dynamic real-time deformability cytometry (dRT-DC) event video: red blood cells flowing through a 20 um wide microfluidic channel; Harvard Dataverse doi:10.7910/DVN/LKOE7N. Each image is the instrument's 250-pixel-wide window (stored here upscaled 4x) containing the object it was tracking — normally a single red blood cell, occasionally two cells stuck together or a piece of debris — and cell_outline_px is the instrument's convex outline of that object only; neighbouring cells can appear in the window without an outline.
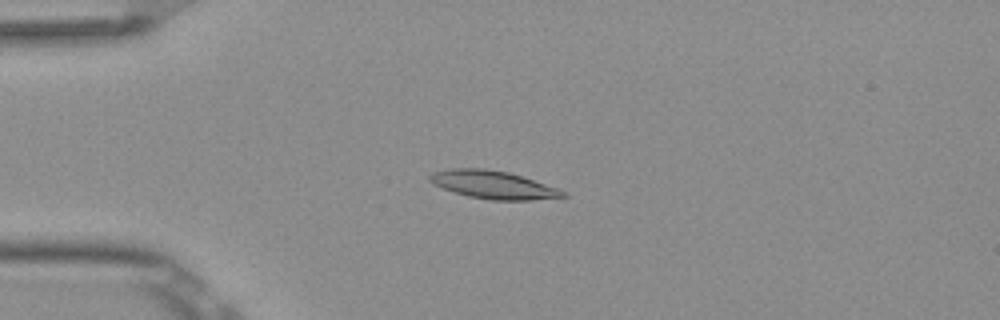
{"species": "Egyptian fruit bat (a non-hibernating species)", "species_latin": "Rousettus aegyptiacus", "temperature_condition": "room temperature", "stored_images_in_passage": 6, "camera_frame_rate_fps": 3000, "um_per_image_px": 0.085, "frame": {"image": 1, "passage_image": 4, "time_ms": 1.0, "image_size_px": [1000, 320], "cell_outline_px": [[568, 196], [532, 200], [492, 200], [468, 196], [432, 184], [428, 180], [428, 176], [432, 172], [452, 168], [484, 168], [508, 172], [560, 188], [568, 192]], "centroid_in_image_um": [41.95, 15.7], "position_along_channel_um": 43.0, "area_um2": 21.79}}
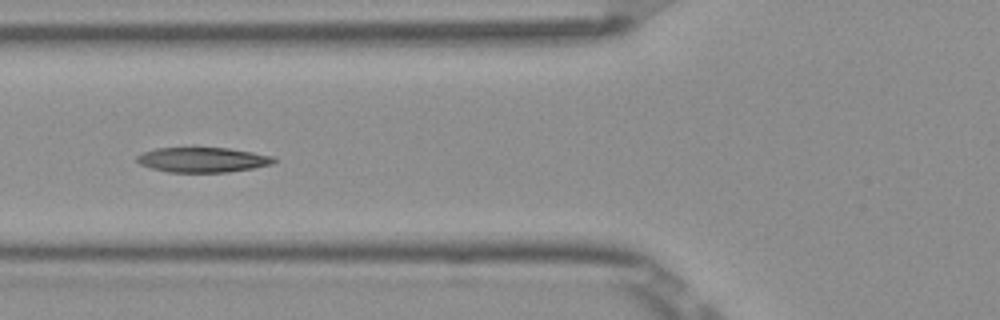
{"frame": {"image": 2, "passage_image": 6, "time_ms": 1.667, "image_size_px": [1000, 320], "cell_outline_px": [[276, 160], [272, 164], [252, 168], [228, 172], [168, 172], [152, 168], [140, 164], [136, 160], [136, 156], [144, 152], [156, 148], [192, 144], [228, 148], [252, 152], [272, 156]], "centroid_in_image_um": [17.17, 13.53], "position_along_channel_um": 108.6, "area_um2": 20.75}}